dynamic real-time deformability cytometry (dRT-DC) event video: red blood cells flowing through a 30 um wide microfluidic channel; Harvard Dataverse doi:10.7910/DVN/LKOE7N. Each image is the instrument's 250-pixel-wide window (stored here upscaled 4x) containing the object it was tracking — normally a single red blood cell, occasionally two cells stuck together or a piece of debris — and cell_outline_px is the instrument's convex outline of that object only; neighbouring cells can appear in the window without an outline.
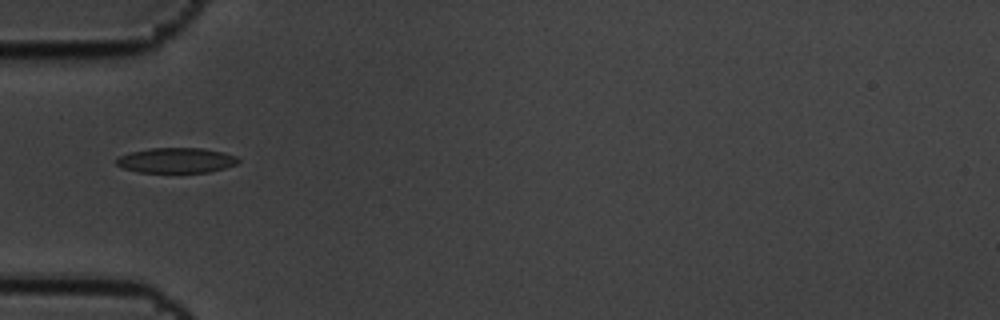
{"species": "common noctule bat (a hibernating species)", "species_latin": "Nyctalus noctula", "temperature_condition": "cold", "stored_images_in_passage": 10, "camera_frame_rate_fps": 3000, "um_per_image_px": 0.085, "animal": {"sex": "male", "body_mass_g": 19.5, "forearm_length_mm": 54.6}, "frame": {"image": 1, "passage_image": 4, "time_ms": 1.0, "image_size_px": [1000, 320], "cell_outline_px": [[240, 160], [236, 164], [224, 168], [208, 172], [140, 172], [124, 168], [116, 164], [116, 160], [120, 156], [128, 152], [152, 148], [204, 148], [224, 152], [236, 156]], "centroid_in_image_um": [15.0, 13.62], "position_along_channel_um": 70.0, "area_um2": 17.8}}
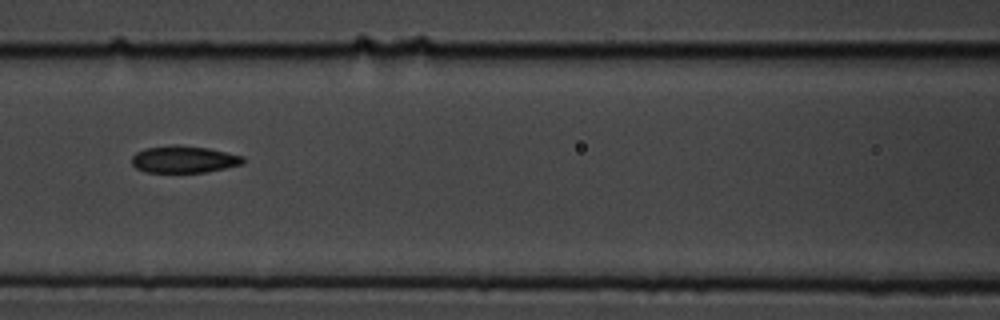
{"frame": {"image": 2, "passage_image": 6, "time_ms": 1.667, "image_size_px": [1000, 320], "cell_outline_px": [[244, 164], [208, 172], [144, 172], [136, 168], [132, 164], [132, 156], [136, 152], [144, 148], [176, 144], [208, 148], [244, 156]], "centroid_in_image_um": [15.63, 13.54], "position_along_channel_um": 151.0, "area_um2": 17.69}}
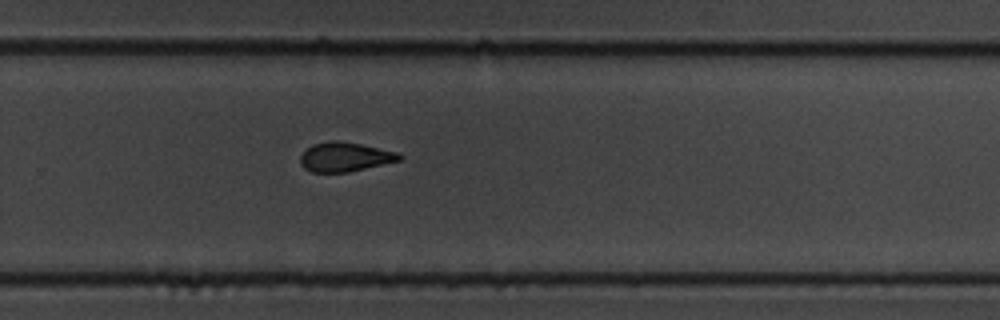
{"frame": {"image": 3, "passage_image": 10, "time_ms": 3.0, "image_size_px": [1000, 320], "cell_outline_px": [[404, 156], [400, 160], [348, 172], [312, 172], [304, 168], [300, 164], [300, 156], [312, 144], [328, 140], [340, 140], [360, 144], [396, 152]], "centroid_in_image_um": [29.28, 13.33], "position_along_channel_um": 300.5, "area_um2": 16.82}}